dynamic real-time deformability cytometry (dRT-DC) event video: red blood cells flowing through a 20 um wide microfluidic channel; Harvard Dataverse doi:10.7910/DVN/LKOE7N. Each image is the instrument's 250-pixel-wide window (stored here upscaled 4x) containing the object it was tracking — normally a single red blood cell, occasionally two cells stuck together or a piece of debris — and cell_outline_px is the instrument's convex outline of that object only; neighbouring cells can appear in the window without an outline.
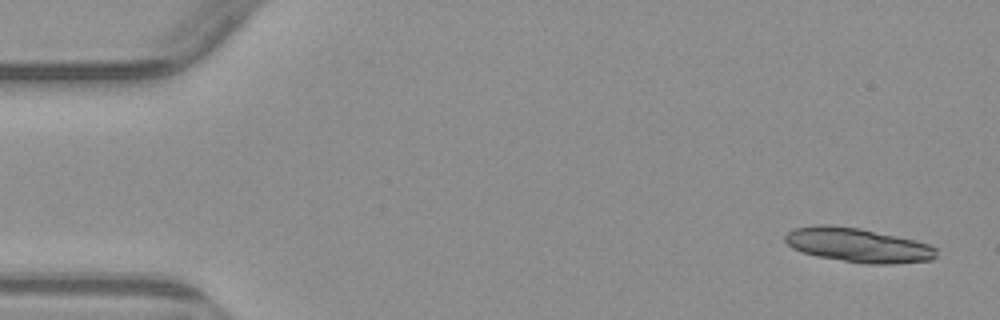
{"species": "common noctule bat (a hibernating species)", "species_latin": "Nyctalus noctula", "temperature_condition": "warm", "stored_images_in_passage": 6, "camera_frame_rate_fps": 3000, "um_per_image_px": 0.085, "animal": {"sex": "male", "body_mass_g": 23.1, "forearm_length_mm": 52.7}, "frame": {"image": 1, "passage_image": 1, "time_ms": 0.0, "image_size_px": [1000, 320], "cell_outline_px": [[936, 256], [932, 260], [892, 264], [868, 264], [816, 256], [792, 248], [784, 240], [784, 236], [788, 232], [796, 228], [816, 224], [828, 224], [860, 228], [896, 236], [928, 244], [936, 248]], "centroid_in_image_um": [72.9, 20.83], "position_along_channel_um": 12.1, "area_um2": 30.0}}